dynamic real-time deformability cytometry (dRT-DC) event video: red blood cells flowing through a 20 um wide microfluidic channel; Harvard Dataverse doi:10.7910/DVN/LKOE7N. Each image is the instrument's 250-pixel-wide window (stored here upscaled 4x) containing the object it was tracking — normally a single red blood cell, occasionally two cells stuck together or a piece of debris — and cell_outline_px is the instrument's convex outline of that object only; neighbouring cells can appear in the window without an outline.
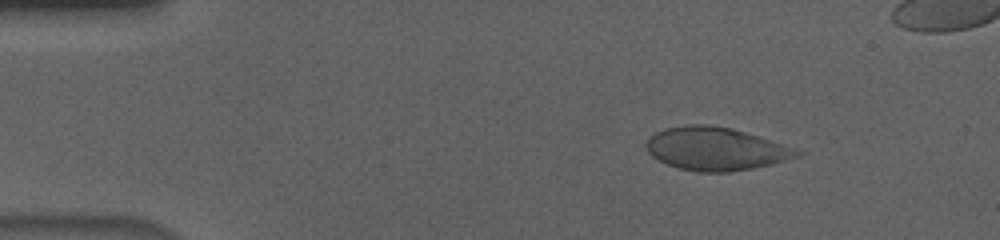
{"species": "human", "species_latin": "Homo sapiens", "temperature_condition": "cold", "stored_images_in_passage": 53, "camera_frame_rate_fps": 3000, "um_per_image_px": 0.085, "donor": {"sex": "male"}, "frame": {"image": 1, "passage_image": 8, "time_ms": 2.333, "image_size_px": [1000, 240], "cell_outline_px": [[804, 152], [800, 156], [772, 164], [752, 168], [728, 172], [696, 172], [680, 168], [668, 164], [652, 156], [644, 148], [644, 144], [656, 132], [664, 128], [688, 124], [708, 124], [728, 128], [744, 132]], "centroid_in_image_um": [60.78, 12.65], "position_along_channel_um": 24.2, "area_um2": 37.34}}
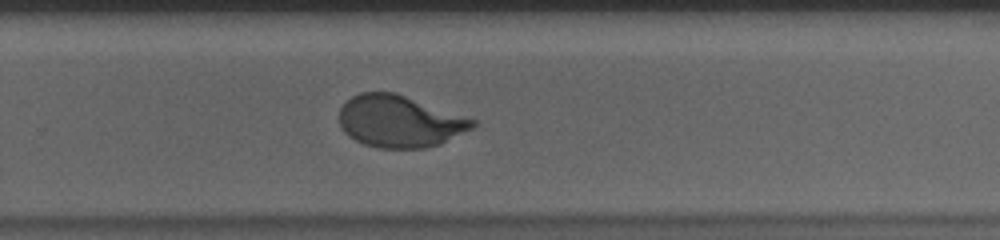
{"frame": {"image": 2, "passage_image": 37, "time_ms": 12.0, "image_size_px": [1000, 240], "cell_outline_px": [[476, 128], [440, 144], [424, 148], [380, 148], [364, 144], [348, 136], [340, 128], [340, 108], [352, 96], [360, 92], [392, 92], [476, 120]], "centroid_in_image_um": [33.97, 10.33], "position_along_channel_um": 295.8, "area_um2": 40.11}}
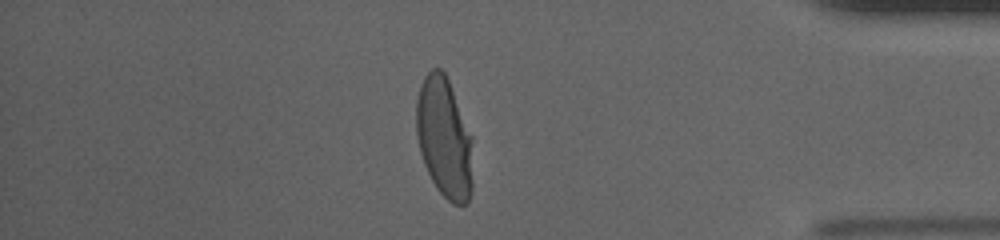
{"frame": {"image": 3, "passage_image": 48, "time_ms": 15.667, "image_size_px": [1000, 240], "cell_outline_px": [[472, 192], [468, 204], [452, 204], [436, 188], [424, 164], [420, 152], [416, 132], [416, 100], [420, 84], [424, 76], [432, 68], [440, 68], [444, 72], [448, 80], [472, 136]], "centroid_in_image_um": [37.76, 11.73], "position_along_channel_um": 397.4, "area_um2": 39.88}, "authors_computed_cell_mechanics": {"area_um2": 40.2866, "velocity_mm_per_s": 3.6289, "shape_relaxation_time_tau1_ms": 4.1584, "shape_relaxation_time_tau2_ms": null, "deformation_change_tau1": 0.1908, "deformation_change_tau2": null}}